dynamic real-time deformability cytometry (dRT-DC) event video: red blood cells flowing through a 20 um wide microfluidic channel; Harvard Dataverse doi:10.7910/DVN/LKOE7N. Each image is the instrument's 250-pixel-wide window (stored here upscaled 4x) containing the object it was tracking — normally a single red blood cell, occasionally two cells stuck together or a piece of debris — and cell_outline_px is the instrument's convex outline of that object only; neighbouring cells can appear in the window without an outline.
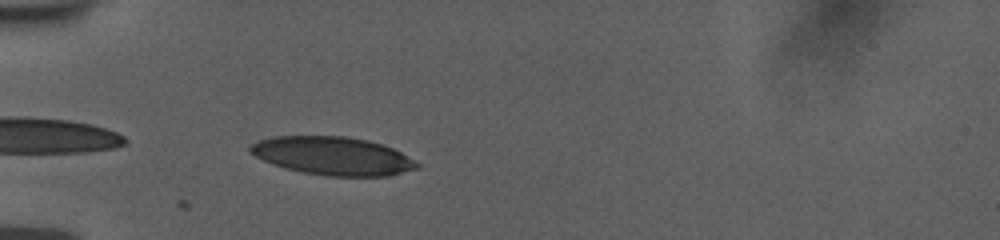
{"species": "human", "species_latin": "Homo sapiens", "temperature_condition": "room temperature", "stored_images_in_passage": 39, "camera_frame_rate_fps": 3000, "um_per_image_px": 0.085, "donor": {"sex": "female"}, "frame": {"image": 1, "passage_image": 2, "time_ms": 0.333, "image_size_px": [1000, 240], "cell_outline_px": [[424, 164], [420, 168], [388, 176], [328, 176], [300, 172], [272, 164], [248, 152], [248, 148], [252, 144], [260, 140], [272, 136], [344, 136], [368, 140], [384, 144]], "centroid_in_image_um": [28.33, 13.25], "position_along_channel_um": 56.7, "area_um2": 37.45}}
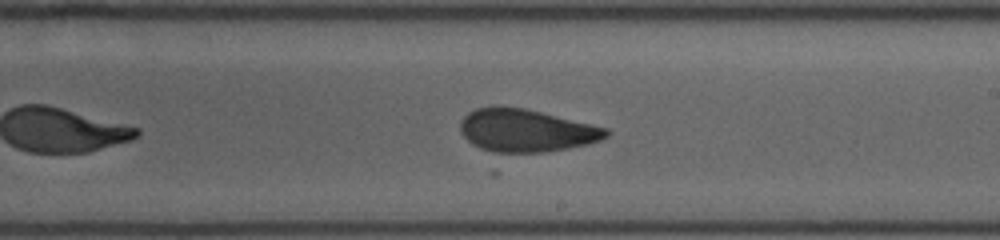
{"frame": {"image": 2, "passage_image": 18, "time_ms": 5.667, "image_size_px": [1000, 240], "cell_outline_px": [[612, 132], [608, 136], [600, 140], [588, 144], [568, 148], [544, 152], [492, 152], [480, 148], [472, 144], [460, 132], [460, 120], [468, 112], [476, 108], [524, 108], [592, 124], [608, 128]], "centroid_in_image_um": [44.74, 11.11], "position_along_channel_um": 244.3, "area_um2": 35.95}}
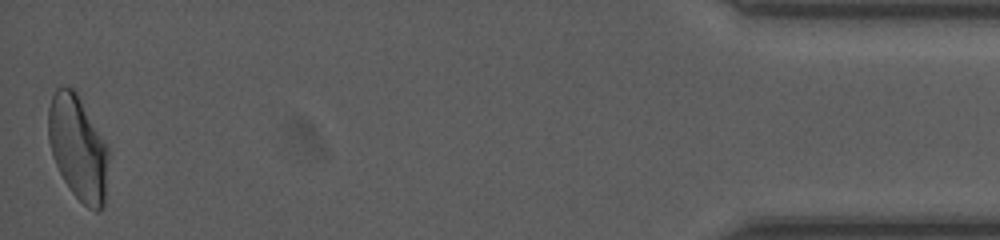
{"frame": {"image": 3, "passage_image": 39, "time_ms": 12.667, "image_size_px": [1000, 240], "cell_outline_px": [[108, 156], [104, 208], [100, 212], [96, 212], [88, 208], [72, 192], [64, 180], [52, 156], [48, 140], [48, 108], [52, 96], [56, 88], [72, 88], [76, 92], [108, 148]], "centroid_in_image_um": [6.62, 12.61], "position_along_channel_um": 428.6, "area_um2": 36.18}, "authors_computed_cell_mechanics": {"area_um2": 36.4718, "velocity_mm_per_s": 3.7756, "shape_relaxation_time_tau1_ms": 8.1113, "shape_relaxation_time_tau2_ms": 1.7307, "deformation_change_tau1": 0.1973, "deformation_change_tau2": 0.0838}}